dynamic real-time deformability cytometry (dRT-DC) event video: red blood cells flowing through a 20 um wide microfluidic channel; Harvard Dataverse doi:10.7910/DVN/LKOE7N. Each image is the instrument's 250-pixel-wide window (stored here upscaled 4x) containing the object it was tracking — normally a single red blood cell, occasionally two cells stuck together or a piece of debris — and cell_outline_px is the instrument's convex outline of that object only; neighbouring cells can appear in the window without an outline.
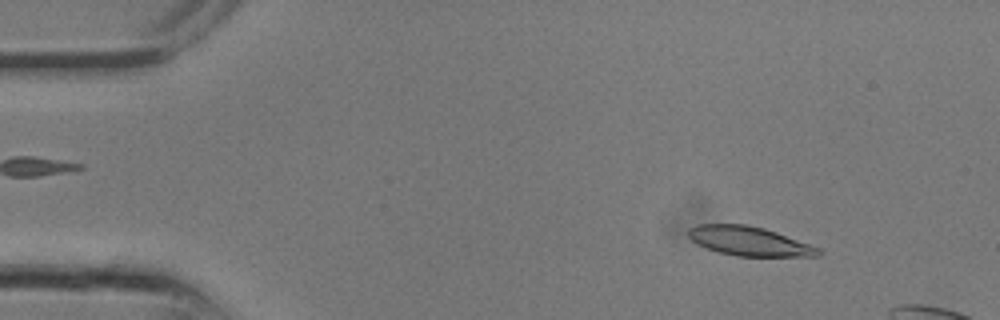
{"species": "common noctule bat (a hibernating species)", "species_latin": "Nyctalus noctula", "temperature_condition": "room temperature", "stored_images_in_passage": 7, "camera_frame_rate_fps": 3000, "um_per_image_px": 0.085, "animal": {"sex": "male", "body_mass_g": 13.3}, "frame": {"image": 1, "passage_image": 3, "time_ms": 0.667, "image_size_px": [1000, 320], "cell_outline_px": [[820, 256], [736, 256], [720, 252], [708, 248], [692, 240], [688, 236], [688, 228], [696, 224], [744, 224], [764, 228], [776, 232], [820, 248]], "centroid_in_image_um": [63.67, 20.49], "position_along_channel_um": 21.3, "area_um2": 21.85}}